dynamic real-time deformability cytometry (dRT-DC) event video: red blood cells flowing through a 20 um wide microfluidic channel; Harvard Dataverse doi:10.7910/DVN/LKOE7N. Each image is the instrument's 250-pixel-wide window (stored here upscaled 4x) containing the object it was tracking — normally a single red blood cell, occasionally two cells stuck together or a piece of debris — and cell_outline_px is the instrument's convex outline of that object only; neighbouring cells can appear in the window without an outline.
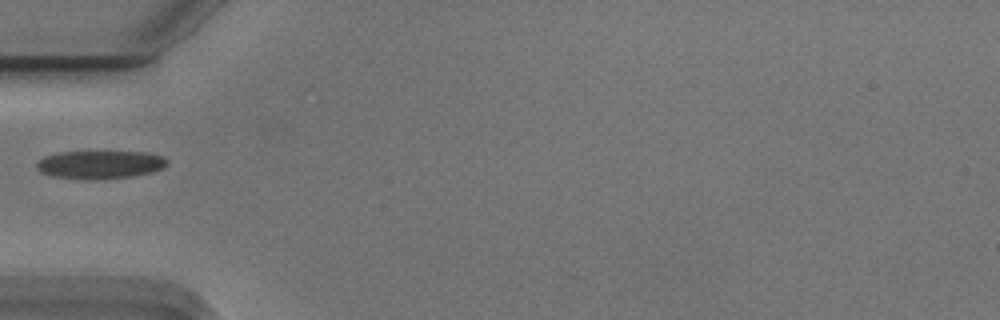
{"species": "Egyptian fruit bat (a non-hibernating species)", "species_latin": "Rousettus aegyptiacus", "temperature_condition": "cold", "stored_images_in_passage": 22, "camera_frame_rate_fps": 3000, "um_per_image_px": 0.085, "animal": {"sex": "male"}, "frame": {"image": 1, "passage_image": 1, "time_ms": 0.0, "image_size_px": [1000, 320], "cell_outline_px": [[168, 164], [164, 168], [152, 172], [132, 176], [96, 180], [88, 180], [52, 176], [40, 172], [36, 168], [36, 164], [44, 156], [60, 152], [148, 152], [164, 156], [168, 160]], "centroid_in_image_um": [8.53, 14.0], "position_along_channel_um": 76.5, "area_um2": 21.62}}
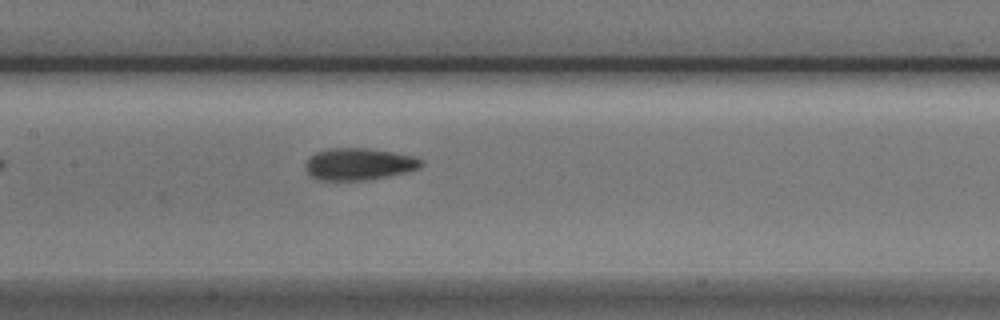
{"frame": {"image": 2, "passage_image": 9, "time_ms": 2.667, "image_size_px": [1000, 320], "cell_outline_px": [[424, 164], [420, 168], [408, 172], [368, 180], [320, 180], [312, 176], [304, 168], [304, 164], [316, 152], [332, 148], [368, 148], [416, 156]], "centroid_in_image_um": [30.54, 13.95], "position_along_channel_um": 176.9, "area_um2": 21.56}}
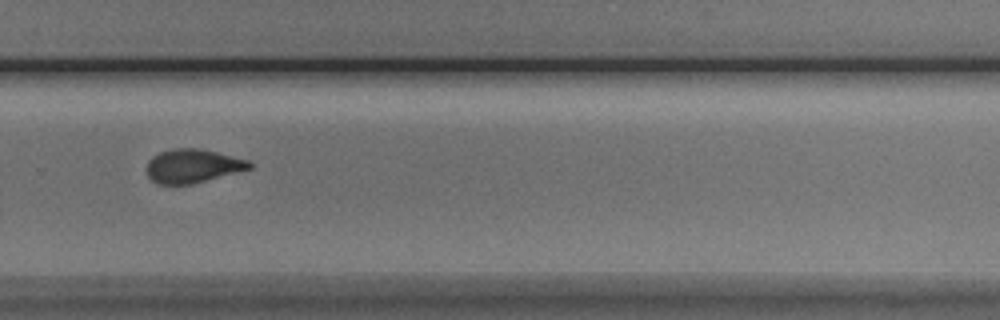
{"frame": {"image": 3, "passage_image": 20, "time_ms": 6.333, "image_size_px": [1000, 320], "cell_outline_px": [[252, 168], [192, 184], [160, 184], [152, 180], [148, 176], [148, 160], [152, 156], [160, 152], [172, 148], [196, 148], [216, 152], [248, 160], [252, 164]], "centroid_in_image_um": [16.37, 14.1], "position_along_channel_um": 313.4, "area_um2": 19.94}}